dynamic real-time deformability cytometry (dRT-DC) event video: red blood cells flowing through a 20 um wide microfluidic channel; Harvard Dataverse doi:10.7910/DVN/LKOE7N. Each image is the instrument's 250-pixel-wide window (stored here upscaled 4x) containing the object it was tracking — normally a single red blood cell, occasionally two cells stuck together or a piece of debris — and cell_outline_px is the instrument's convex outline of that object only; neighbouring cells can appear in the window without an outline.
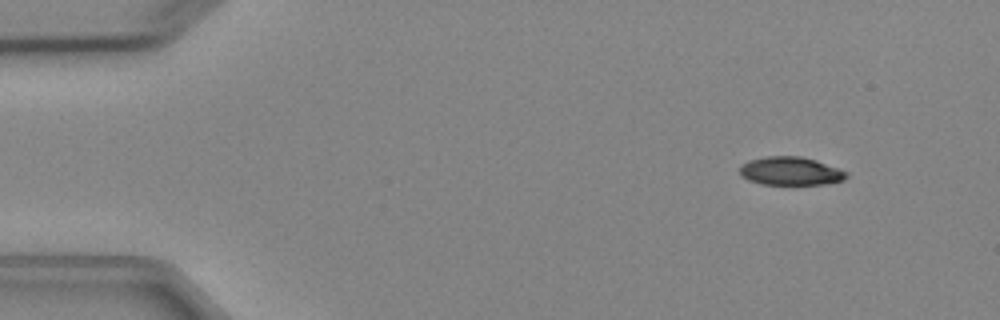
{"species": "Egyptian fruit bat (a non-hibernating species)", "species_latin": "Rousettus aegyptiacus", "temperature_condition": "cold", "stored_images_in_passage": 3, "camera_frame_rate_fps": 3000, "um_per_image_px": 0.085, "animal": {"sex": "female"}, "frame": {"image": 1, "passage_image": 1, "time_ms": 0.0, "image_size_px": [1000, 320], "cell_outline_px": [[848, 176], [844, 180], [824, 184], [760, 184], [748, 180], [740, 176], [740, 164], [748, 160], [768, 156], [800, 156], [816, 160], [848, 172]], "centroid_in_image_um": [67.17, 14.54], "position_along_channel_um": 17.8, "area_um2": 17.69}}